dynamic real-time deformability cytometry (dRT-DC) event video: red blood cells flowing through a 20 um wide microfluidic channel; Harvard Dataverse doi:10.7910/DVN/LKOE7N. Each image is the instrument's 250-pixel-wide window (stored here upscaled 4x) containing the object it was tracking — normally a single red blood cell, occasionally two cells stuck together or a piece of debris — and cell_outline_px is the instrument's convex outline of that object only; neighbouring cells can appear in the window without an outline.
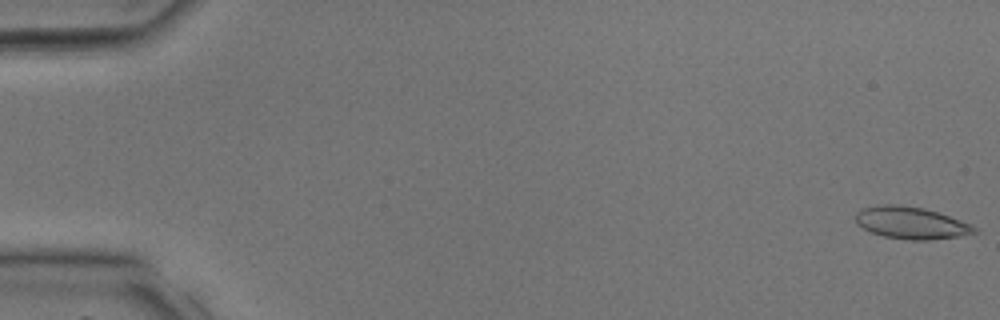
{"species": "common noctule bat (a hibernating species)", "species_latin": "Nyctalus noctula", "temperature_condition": "room temperature", "stored_images_in_passage": 39, "camera_frame_rate_fps": 3000, "um_per_image_px": 0.085, "animal": {"sex": "male", "body_mass_g": 17.9, "forearm_length_mm": 54.2}, "frame": {"image": 1, "passage_image": 1, "time_ms": 0.0, "image_size_px": [1000, 320], "cell_outline_px": [[980, 232], [956, 236], [928, 240], [908, 240], [884, 236], [872, 232], [856, 224], [856, 212], [860, 208], [876, 204], [900, 204], [924, 208], [972, 224]], "centroid_in_image_um": [77.41, 18.93], "position_along_channel_um": 7.6, "area_um2": 22.25}}
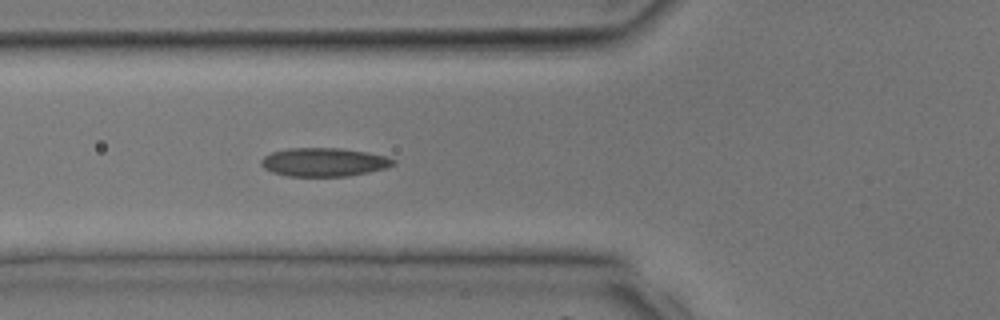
{"frame": {"image": 2, "passage_image": 15, "time_ms": 4.667, "image_size_px": [1000, 320], "cell_outline_px": [[396, 164], [388, 168], [348, 176], [288, 176], [272, 172], [264, 168], [260, 164], [260, 160], [264, 156], [272, 152], [288, 148], [340, 148], [368, 152], [388, 156], [396, 160]], "centroid_in_image_um": [27.57, 13.78], "position_along_channel_um": 98.2, "area_um2": 22.2}}
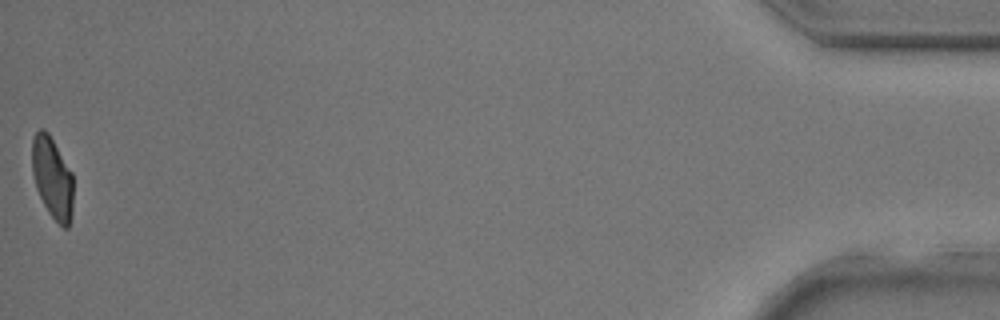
{"frame": {"image": 3, "passage_image": 39, "time_ms": 12.667, "image_size_px": [1000, 320], "cell_outline_px": [[72, 216], [68, 228], [64, 228], [48, 212], [36, 188], [32, 172], [32, 136], [40, 128], [44, 128], [48, 132], [72, 172]], "centroid_in_image_um": [4.44, 15.09], "position_along_channel_um": 430.8, "area_um2": 19.54}}